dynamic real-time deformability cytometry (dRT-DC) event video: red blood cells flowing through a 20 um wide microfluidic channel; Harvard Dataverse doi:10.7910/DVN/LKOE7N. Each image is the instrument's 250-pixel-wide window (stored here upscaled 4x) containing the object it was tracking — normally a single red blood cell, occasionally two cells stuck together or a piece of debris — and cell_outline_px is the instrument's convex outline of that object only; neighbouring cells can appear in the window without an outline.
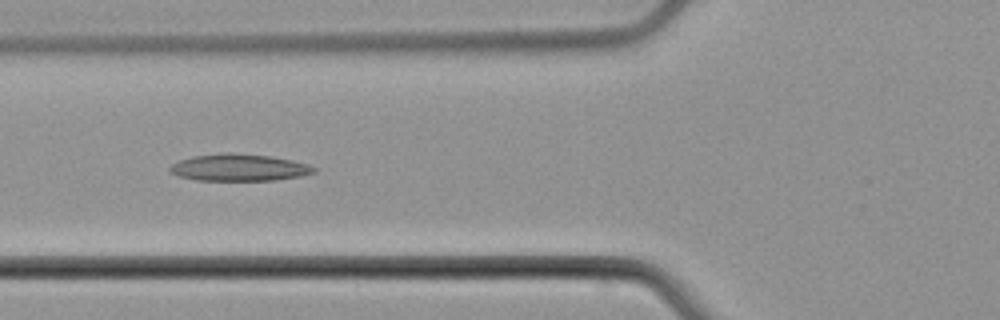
{"species": "common noctule bat (a hibernating species)", "species_latin": "Nyctalus noctula", "temperature_condition": "cold", "stored_images_in_passage": 6, "camera_frame_rate_fps": 3000, "um_per_image_px": 0.085, "animal": {"sex": "male", "body_mass_g": 21.5, "forearm_length_mm": 52.0}, "frame": {"image": 1, "passage_image": 6, "time_ms": 6.667, "image_size_px": [1000, 320], "cell_outline_px": [[316, 172], [300, 176], [276, 180], [196, 180], [180, 176], [168, 172], [168, 168], [172, 164], [180, 160], [192, 156], [268, 156], [292, 160], [308, 164], [316, 168]], "centroid_in_image_um": [20.34, 14.3], "position_along_channel_um": 105.5, "area_um2": 21.44}}